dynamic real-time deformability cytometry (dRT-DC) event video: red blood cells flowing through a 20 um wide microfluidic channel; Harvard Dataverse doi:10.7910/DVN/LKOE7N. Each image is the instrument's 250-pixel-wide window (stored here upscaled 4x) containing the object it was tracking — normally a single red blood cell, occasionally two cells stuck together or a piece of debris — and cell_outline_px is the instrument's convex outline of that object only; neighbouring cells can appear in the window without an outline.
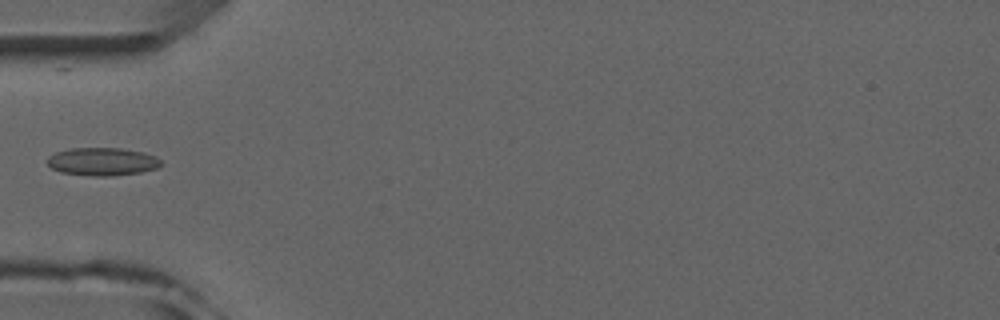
{"species": "common noctule bat (a hibernating species)", "species_latin": "Nyctalus noctula", "temperature_condition": "room temperature", "stored_images_in_passage": 5, "camera_frame_rate_fps": 3000, "um_per_image_px": 0.085, "animal": {"sex": "male", "forearm_length_mm": 52.5}, "frame": {"image": 1, "passage_image": 5, "time_ms": 4.333, "image_size_px": [1000, 320], "cell_outline_px": [[160, 164], [156, 168], [140, 172], [112, 176], [92, 176], [60, 172], [52, 168], [48, 164], [48, 156], [56, 152], [68, 148], [120, 148], [144, 152], [156, 156], [160, 160]], "centroid_in_image_um": [8.68, 13.73], "position_along_channel_um": 76.3, "area_um2": 18.5}}